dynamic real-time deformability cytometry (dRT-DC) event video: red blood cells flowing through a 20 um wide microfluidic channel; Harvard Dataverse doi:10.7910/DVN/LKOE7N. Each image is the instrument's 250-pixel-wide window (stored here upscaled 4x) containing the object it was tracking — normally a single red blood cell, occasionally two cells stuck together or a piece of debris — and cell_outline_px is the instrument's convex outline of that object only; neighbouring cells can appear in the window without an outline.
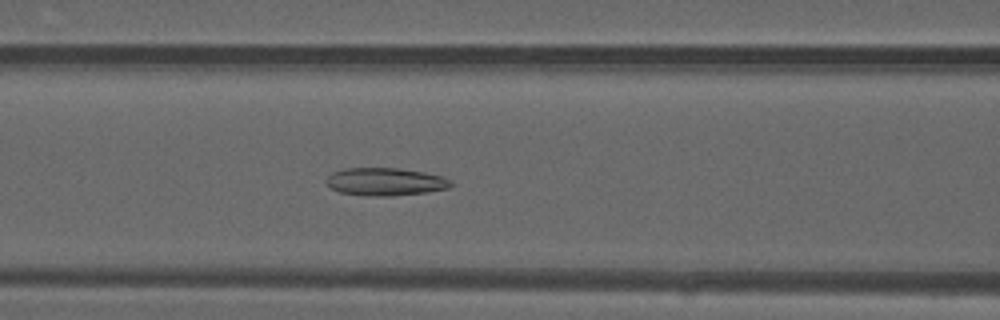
{"species": "common noctule bat (a hibernating species)", "species_latin": "Nyctalus noctula", "temperature_condition": "warm", "stored_images_in_passage": 48, "camera_frame_rate_fps": 3000, "um_per_image_px": 0.085, "animal": {"sex": "male", "forearm_length_mm": 52.5}, "frame": {"image": 1, "passage_image": 20, "time_ms": 6.333, "image_size_px": [1000, 320], "cell_outline_px": [[452, 184], [448, 188], [428, 192], [392, 196], [368, 196], [340, 192], [332, 188], [324, 180], [332, 172], [344, 168], [400, 168], [424, 172], [440, 176], [452, 180]], "centroid_in_image_um": [32.75, 15.44], "position_along_channel_um": 133.9, "area_um2": 20.23}}
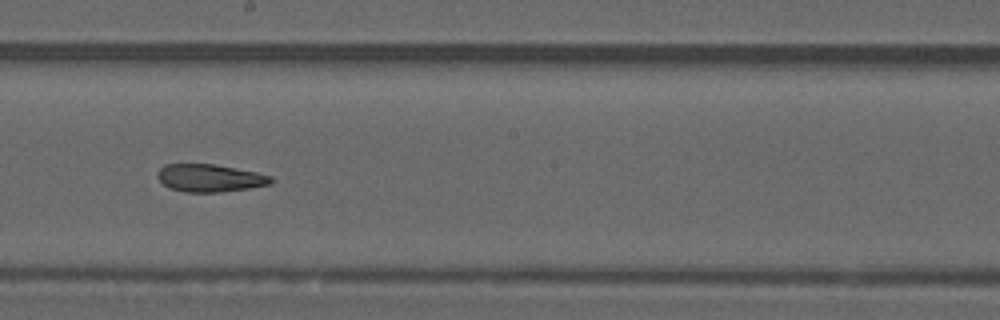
{"frame": {"image": 2, "passage_image": 27, "time_ms": 8.667, "image_size_px": [1000, 320], "cell_outline_px": [[272, 184], [248, 188], [220, 192], [184, 192], [168, 188], [156, 176], [156, 172], [164, 164], [216, 164], [256, 172], [272, 176]], "centroid_in_image_um": [17.81, 15.13], "position_along_channel_um": 230.4, "area_um2": 18.38}}
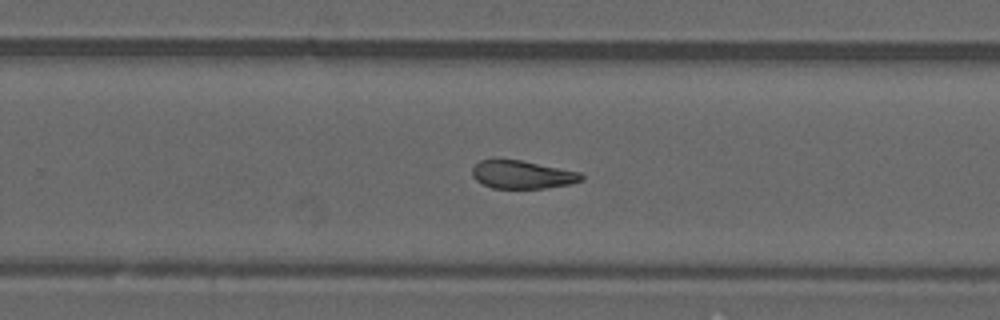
{"frame": {"image": 3, "passage_image": 31, "time_ms": 10.0, "image_size_px": [1000, 320], "cell_outline_px": [[584, 180], [568, 184], [544, 188], [492, 188], [476, 180], [472, 176], [472, 168], [480, 160], [520, 160], [580, 172], [584, 176]], "centroid_in_image_um": [44.4, 14.85], "position_along_channel_um": 285.4, "area_um2": 17.63}, "authors_computed_cell_mechanics": {"area_um2": 19.652, "velocity_mm_per_s": 4.1602, "shape_relaxation_time_tau1_ms": null, "shape_relaxation_time_tau2_ms": 3.3423, "deformation_change_tau1": null, "deformation_change_tau2": 0.1088}}